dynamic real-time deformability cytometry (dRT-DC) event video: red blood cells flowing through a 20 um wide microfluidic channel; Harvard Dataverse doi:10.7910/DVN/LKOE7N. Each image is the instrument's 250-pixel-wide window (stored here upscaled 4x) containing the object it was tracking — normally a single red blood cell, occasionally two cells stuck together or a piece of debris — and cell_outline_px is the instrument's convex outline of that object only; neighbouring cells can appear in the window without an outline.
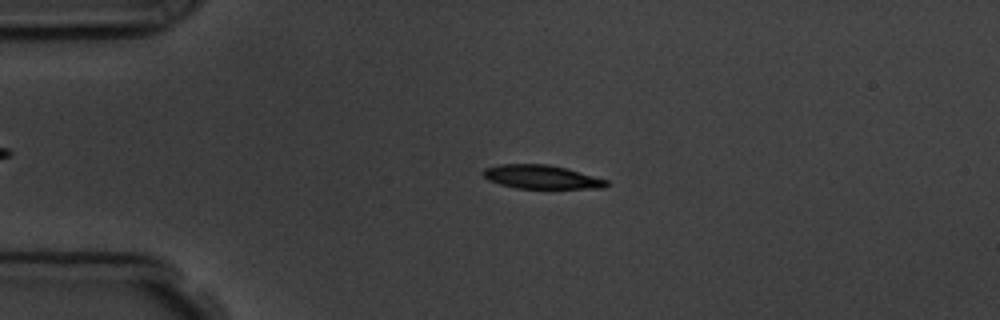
{"species": "common noctule bat (a hibernating species)", "species_latin": "Nyctalus noctula", "temperature_condition": "room temperature", "stored_images_in_passage": 5, "camera_frame_rate_fps": 3000, "um_per_image_px": 0.085, "animal": {"sex": "male", "body_mass_g": 19.5, "forearm_length_mm": 54.6}, "frame": {"image": 1, "passage_image": 3, "time_ms": 2.333, "image_size_px": [1000, 320], "cell_outline_px": [[608, 184], [604, 188], [516, 188], [500, 184], [488, 180], [480, 172], [484, 168], [500, 164], [548, 164], [568, 168], [608, 180]], "centroid_in_image_um": [46.01, 15.03], "position_along_channel_um": 39.0, "area_um2": 17.11}}